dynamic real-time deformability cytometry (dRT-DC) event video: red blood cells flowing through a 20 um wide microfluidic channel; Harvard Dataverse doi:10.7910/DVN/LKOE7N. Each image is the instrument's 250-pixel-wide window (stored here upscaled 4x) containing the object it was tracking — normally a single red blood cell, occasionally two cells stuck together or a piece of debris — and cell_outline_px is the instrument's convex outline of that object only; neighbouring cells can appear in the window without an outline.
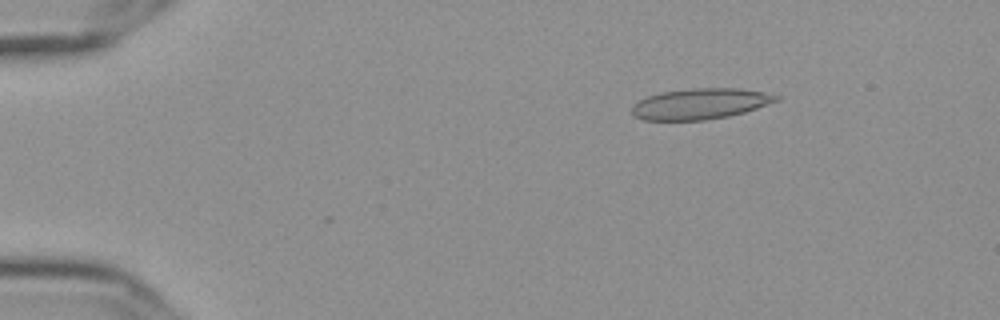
{"species": "Egyptian fruit bat (a non-hibernating species)", "species_latin": "Rousettus aegyptiacus", "temperature_condition": "cold", "stored_images_in_passage": 4, "camera_frame_rate_fps": 3000, "um_per_image_px": 0.085, "frame": {"image": 1, "passage_image": 1, "time_ms": 0.0, "image_size_px": [1000, 320], "cell_outline_px": [[780, 100], [744, 112], [728, 116], [704, 120], [644, 120], [636, 116], [632, 112], [632, 108], [640, 100], [648, 96], [660, 92], [692, 88], [740, 88], [764, 92], [780, 96]], "centroid_in_image_um": [59.55, 8.81], "position_along_channel_um": 25.4, "area_um2": 25.72}}